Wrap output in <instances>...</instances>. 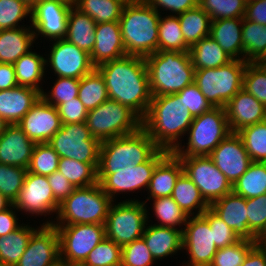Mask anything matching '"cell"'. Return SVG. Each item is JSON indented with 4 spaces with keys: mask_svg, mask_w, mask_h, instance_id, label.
Here are the masks:
<instances>
[{
    "mask_svg": "<svg viewBox=\"0 0 266 266\" xmlns=\"http://www.w3.org/2000/svg\"><path fill=\"white\" fill-rule=\"evenodd\" d=\"M97 69L104 77L108 98L127 106L143 120L152 99L145 58L126 55Z\"/></svg>",
    "mask_w": 266,
    "mask_h": 266,
    "instance_id": "obj_1",
    "label": "cell"
},
{
    "mask_svg": "<svg viewBox=\"0 0 266 266\" xmlns=\"http://www.w3.org/2000/svg\"><path fill=\"white\" fill-rule=\"evenodd\" d=\"M193 119L178 94L152 96L142 128L160 149L173 152L182 144L180 139L187 133Z\"/></svg>",
    "mask_w": 266,
    "mask_h": 266,
    "instance_id": "obj_2",
    "label": "cell"
},
{
    "mask_svg": "<svg viewBox=\"0 0 266 266\" xmlns=\"http://www.w3.org/2000/svg\"><path fill=\"white\" fill-rule=\"evenodd\" d=\"M160 15L145 0L125 4L119 23L127 55L145 58L158 51Z\"/></svg>",
    "mask_w": 266,
    "mask_h": 266,
    "instance_id": "obj_3",
    "label": "cell"
},
{
    "mask_svg": "<svg viewBox=\"0 0 266 266\" xmlns=\"http://www.w3.org/2000/svg\"><path fill=\"white\" fill-rule=\"evenodd\" d=\"M152 96L177 94L194 83L189 52L157 51L145 57Z\"/></svg>",
    "mask_w": 266,
    "mask_h": 266,
    "instance_id": "obj_4",
    "label": "cell"
},
{
    "mask_svg": "<svg viewBox=\"0 0 266 266\" xmlns=\"http://www.w3.org/2000/svg\"><path fill=\"white\" fill-rule=\"evenodd\" d=\"M159 149L142 127L130 135L101 142L97 174H112L145 163Z\"/></svg>",
    "mask_w": 266,
    "mask_h": 266,
    "instance_id": "obj_5",
    "label": "cell"
},
{
    "mask_svg": "<svg viewBox=\"0 0 266 266\" xmlns=\"http://www.w3.org/2000/svg\"><path fill=\"white\" fill-rule=\"evenodd\" d=\"M112 202L115 201L103 191L99 182L78 187L60 203L57 221L47 220L43 224H105Z\"/></svg>",
    "mask_w": 266,
    "mask_h": 266,
    "instance_id": "obj_6",
    "label": "cell"
},
{
    "mask_svg": "<svg viewBox=\"0 0 266 266\" xmlns=\"http://www.w3.org/2000/svg\"><path fill=\"white\" fill-rule=\"evenodd\" d=\"M231 132L224 107H212L194 117L186 136L187 148L179 145L173 153L178 157L209 156Z\"/></svg>",
    "mask_w": 266,
    "mask_h": 266,
    "instance_id": "obj_7",
    "label": "cell"
},
{
    "mask_svg": "<svg viewBox=\"0 0 266 266\" xmlns=\"http://www.w3.org/2000/svg\"><path fill=\"white\" fill-rule=\"evenodd\" d=\"M247 61L233 59L217 68L195 70L194 83L213 107H225L243 88Z\"/></svg>",
    "mask_w": 266,
    "mask_h": 266,
    "instance_id": "obj_8",
    "label": "cell"
},
{
    "mask_svg": "<svg viewBox=\"0 0 266 266\" xmlns=\"http://www.w3.org/2000/svg\"><path fill=\"white\" fill-rule=\"evenodd\" d=\"M86 124L91 135L104 142L137 132L142 120L127 106L108 99L88 111Z\"/></svg>",
    "mask_w": 266,
    "mask_h": 266,
    "instance_id": "obj_9",
    "label": "cell"
},
{
    "mask_svg": "<svg viewBox=\"0 0 266 266\" xmlns=\"http://www.w3.org/2000/svg\"><path fill=\"white\" fill-rule=\"evenodd\" d=\"M147 205L135 199L111 205L106 222V238L123 247L142 237L149 221Z\"/></svg>",
    "mask_w": 266,
    "mask_h": 266,
    "instance_id": "obj_10",
    "label": "cell"
},
{
    "mask_svg": "<svg viewBox=\"0 0 266 266\" xmlns=\"http://www.w3.org/2000/svg\"><path fill=\"white\" fill-rule=\"evenodd\" d=\"M59 238L60 261L81 266L105 237V224L54 225Z\"/></svg>",
    "mask_w": 266,
    "mask_h": 266,
    "instance_id": "obj_11",
    "label": "cell"
},
{
    "mask_svg": "<svg viewBox=\"0 0 266 266\" xmlns=\"http://www.w3.org/2000/svg\"><path fill=\"white\" fill-rule=\"evenodd\" d=\"M48 144L60 158L99 163L101 142L91 135L86 122L62 124Z\"/></svg>",
    "mask_w": 266,
    "mask_h": 266,
    "instance_id": "obj_12",
    "label": "cell"
},
{
    "mask_svg": "<svg viewBox=\"0 0 266 266\" xmlns=\"http://www.w3.org/2000/svg\"><path fill=\"white\" fill-rule=\"evenodd\" d=\"M179 158L183 164L184 173L198 187L209 205L232 192V184L209 156Z\"/></svg>",
    "mask_w": 266,
    "mask_h": 266,
    "instance_id": "obj_13",
    "label": "cell"
},
{
    "mask_svg": "<svg viewBox=\"0 0 266 266\" xmlns=\"http://www.w3.org/2000/svg\"><path fill=\"white\" fill-rule=\"evenodd\" d=\"M169 153L159 149L147 162L137 166L120 168L116 173L97 174V180L103 191L114 201L120 192H135L145 188L147 191L156 165Z\"/></svg>",
    "mask_w": 266,
    "mask_h": 266,
    "instance_id": "obj_14",
    "label": "cell"
},
{
    "mask_svg": "<svg viewBox=\"0 0 266 266\" xmlns=\"http://www.w3.org/2000/svg\"><path fill=\"white\" fill-rule=\"evenodd\" d=\"M189 260L184 266H210L218 248L213 241V229L202 216H188L182 231V250Z\"/></svg>",
    "mask_w": 266,
    "mask_h": 266,
    "instance_id": "obj_15",
    "label": "cell"
},
{
    "mask_svg": "<svg viewBox=\"0 0 266 266\" xmlns=\"http://www.w3.org/2000/svg\"><path fill=\"white\" fill-rule=\"evenodd\" d=\"M13 206L20 212L37 216L58 213L60 204L55 200L47 176L27 171L24 184Z\"/></svg>",
    "mask_w": 266,
    "mask_h": 266,
    "instance_id": "obj_16",
    "label": "cell"
},
{
    "mask_svg": "<svg viewBox=\"0 0 266 266\" xmlns=\"http://www.w3.org/2000/svg\"><path fill=\"white\" fill-rule=\"evenodd\" d=\"M72 7L58 0H40L31 9L30 24L35 40L39 35L50 41L65 39Z\"/></svg>",
    "mask_w": 266,
    "mask_h": 266,
    "instance_id": "obj_17",
    "label": "cell"
},
{
    "mask_svg": "<svg viewBox=\"0 0 266 266\" xmlns=\"http://www.w3.org/2000/svg\"><path fill=\"white\" fill-rule=\"evenodd\" d=\"M53 41L48 58H45V65H50L57 77L80 79L95 68L86 51L66 39Z\"/></svg>",
    "mask_w": 266,
    "mask_h": 266,
    "instance_id": "obj_18",
    "label": "cell"
},
{
    "mask_svg": "<svg viewBox=\"0 0 266 266\" xmlns=\"http://www.w3.org/2000/svg\"><path fill=\"white\" fill-rule=\"evenodd\" d=\"M60 262L59 238L53 224H42L31 235L15 266H55Z\"/></svg>",
    "mask_w": 266,
    "mask_h": 266,
    "instance_id": "obj_19",
    "label": "cell"
},
{
    "mask_svg": "<svg viewBox=\"0 0 266 266\" xmlns=\"http://www.w3.org/2000/svg\"><path fill=\"white\" fill-rule=\"evenodd\" d=\"M209 157L232 185L252 163L243 141L237 133H230L211 152Z\"/></svg>",
    "mask_w": 266,
    "mask_h": 266,
    "instance_id": "obj_20",
    "label": "cell"
},
{
    "mask_svg": "<svg viewBox=\"0 0 266 266\" xmlns=\"http://www.w3.org/2000/svg\"><path fill=\"white\" fill-rule=\"evenodd\" d=\"M17 125L35 143H48L61 129L62 122L57 107L41 97Z\"/></svg>",
    "mask_w": 266,
    "mask_h": 266,
    "instance_id": "obj_21",
    "label": "cell"
},
{
    "mask_svg": "<svg viewBox=\"0 0 266 266\" xmlns=\"http://www.w3.org/2000/svg\"><path fill=\"white\" fill-rule=\"evenodd\" d=\"M224 108L232 133L266 120V107L243 88L230 99Z\"/></svg>",
    "mask_w": 266,
    "mask_h": 266,
    "instance_id": "obj_22",
    "label": "cell"
},
{
    "mask_svg": "<svg viewBox=\"0 0 266 266\" xmlns=\"http://www.w3.org/2000/svg\"><path fill=\"white\" fill-rule=\"evenodd\" d=\"M95 45L90 54L95 68L106 62L126 56L119 21L97 23Z\"/></svg>",
    "mask_w": 266,
    "mask_h": 266,
    "instance_id": "obj_23",
    "label": "cell"
},
{
    "mask_svg": "<svg viewBox=\"0 0 266 266\" xmlns=\"http://www.w3.org/2000/svg\"><path fill=\"white\" fill-rule=\"evenodd\" d=\"M35 145L17 124H9L0 137V163L28 169Z\"/></svg>",
    "mask_w": 266,
    "mask_h": 266,
    "instance_id": "obj_24",
    "label": "cell"
},
{
    "mask_svg": "<svg viewBox=\"0 0 266 266\" xmlns=\"http://www.w3.org/2000/svg\"><path fill=\"white\" fill-rule=\"evenodd\" d=\"M210 208L234 230L240 239L257 242V237L248 227L246 198L232 191L214 201Z\"/></svg>",
    "mask_w": 266,
    "mask_h": 266,
    "instance_id": "obj_25",
    "label": "cell"
},
{
    "mask_svg": "<svg viewBox=\"0 0 266 266\" xmlns=\"http://www.w3.org/2000/svg\"><path fill=\"white\" fill-rule=\"evenodd\" d=\"M41 98V92L26 86L0 90V117L17 124Z\"/></svg>",
    "mask_w": 266,
    "mask_h": 266,
    "instance_id": "obj_26",
    "label": "cell"
},
{
    "mask_svg": "<svg viewBox=\"0 0 266 266\" xmlns=\"http://www.w3.org/2000/svg\"><path fill=\"white\" fill-rule=\"evenodd\" d=\"M184 172L183 164L178 156L169 152L157 165L153 171L152 178L148 186L146 201L150 198L170 197L179 176Z\"/></svg>",
    "mask_w": 266,
    "mask_h": 266,
    "instance_id": "obj_27",
    "label": "cell"
},
{
    "mask_svg": "<svg viewBox=\"0 0 266 266\" xmlns=\"http://www.w3.org/2000/svg\"><path fill=\"white\" fill-rule=\"evenodd\" d=\"M182 231V227L175 229L151 224L146 225L142 238L155 261H160L182 249Z\"/></svg>",
    "mask_w": 266,
    "mask_h": 266,
    "instance_id": "obj_28",
    "label": "cell"
},
{
    "mask_svg": "<svg viewBox=\"0 0 266 266\" xmlns=\"http://www.w3.org/2000/svg\"><path fill=\"white\" fill-rule=\"evenodd\" d=\"M242 24L243 18L211 21L210 37L214 39L231 58L237 60H244Z\"/></svg>",
    "mask_w": 266,
    "mask_h": 266,
    "instance_id": "obj_29",
    "label": "cell"
},
{
    "mask_svg": "<svg viewBox=\"0 0 266 266\" xmlns=\"http://www.w3.org/2000/svg\"><path fill=\"white\" fill-rule=\"evenodd\" d=\"M0 30V63L14 64L35 43L31 25L27 28Z\"/></svg>",
    "mask_w": 266,
    "mask_h": 266,
    "instance_id": "obj_30",
    "label": "cell"
},
{
    "mask_svg": "<svg viewBox=\"0 0 266 266\" xmlns=\"http://www.w3.org/2000/svg\"><path fill=\"white\" fill-rule=\"evenodd\" d=\"M96 24L90 16L73 6L68 16L65 39L91 54L95 45Z\"/></svg>",
    "mask_w": 266,
    "mask_h": 266,
    "instance_id": "obj_31",
    "label": "cell"
},
{
    "mask_svg": "<svg viewBox=\"0 0 266 266\" xmlns=\"http://www.w3.org/2000/svg\"><path fill=\"white\" fill-rule=\"evenodd\" d=\"M13 65L18 86L31 87L41 93L44 91L40 83L46 74L45 57L31 50L22 55Z\"/></svg>",
    "mask_w": 266,
    "mask_h": 266,
    "instance_id": "obj_32",
    "label": "cell"
},
{
    "mask_svg": "<svg viewBox=\"0 0 266 266\" xmlns=\"http://www.w3.org/2000/svg\"><path fill=\"white\" fill-rule=\"evenodd\" d=\"M171 197L188 216H194L193 210H198L195 214L199 216L210 207L198 187L184 172L176 181Z\"/></svg>",
    "mask_w": 266,
    "mask_h": 266,
    "instance_id": "obj_33",
    "label": "cell"
},
{
    "mask_svg": "<svg viewBox=\"0 0 266 266\" xmlns=\"http://www.w3.org/2000/svg\"><path fill=\"white\" fill-rule=\"evenodd\" d=\"M189 54L195 70L217 68L233 60L210 36L191 46Z\"/></svg>",
    "mask_w": 266,
    "mask_h": 266,
    "instance_id": "obj_34",
    "label": "cell"
},
{
    "mask_svg": "<svg viewBox=\"0 0 266 266\" xmlns=\"http://www.w3.org/2000/svg\"><path fill=\"white\" fill-rule=\"evenodd\" d=\"M185 43L191 47L202 38L210 36L211 18L198 5L197 7L178 14Z\"/></svg>",
    "mask_w": 266,
    "mask_h": 266,
    "instance_id": "obj_35",
    "label": "cell"
},
{
    "mask_svg": "<svg viewBox=\"0 0 266 266\" xmlns=\"http://www.w3.org/2000/svg\"><path fill=\"white\" fill-rule=\"evenodd\" d=\"M36 227L21 224L5 236H0V264L15 266L24 254L28 241Z\"/></svg>",
    "mask_w": 266,
    "mask_h": 266,
    "instance_id": "obj_36",
    "label": "cell"
},
{
    "mask_svg": "<svg viewBox=\"0 0 266 266\" xmlns=\"http://www.w3.org/2000/svg\"><path fill=\"white\" fill-rule=\"evenodd\" d=\"M78 98L87 111L109 99L104 77L97 68L79 79Z\"/></svg>",
    "mask_w": 266,
    "mask_h": 266,
    "instance_id": "obj_37",
    "label": "cell"
},
{
    "mask_svg": "<svg viewBox=\"0 0 266 266\" xmlns=\"http://www.w3.org/2000/svg\"><path fill=\"white\" fill-rule=\"evenodd\" d=\"M185 43L178 15L162 17L158 22V51L189 52Z\"/></svg>",
    "mask_w": 266,
    "mask_h": 266,
    "instance_id": "obj_38",
    "label": "cell"
},
{
    "mask_svg": "<svg viewBox=\"0 0 266 266\" xmlns=\"http://www.w3.org/2000/svg\"><path fill=\"white\" fill-rule=\"evenodd\" d=\"M232 191L246 199L266 194V162H252Z\"/></svg>",
    "mask_w": 266,
    "mask_h": 266,
    "instance_id": "obj_39",
    "label": "cell"
},
{
    "mask_svg": "<svg viewBox=\"0 0 266 266\" xmlns=\"http://www.w3.org/2000/svg\"><path fill=\"white\" fill-rule=\"evenodd\" d=\"M127 2L124 0H76L75 7L96 23L119 21Z\"/></svg>",
    "mask_w": 266,
    "mask_h": 266,
    "instance_id": "obj_40",
    "label": "cell"
},
{
    "mask_svg": "<svg viewBox=\"0 0 266 266\" xmlns=\"http://www.w3.org/2000/svg\"><path fill=\"white\" fill-rule=\"evenodd\" d=\"M242 42L244 61L258 62L266 54V26L243 17Z\"/></svg>",
    "mask_w": 266,
    "mask_h": 266,
    "instance_id": "obj_41",
    "label": "cell"
},
{
    "mask_svg": "<svg viewBox=\"0 0 266 266\" xmlns=\"http://www.w3.org/2000/svg\"><path fill=\"white\" fill-rule=\"evenodd\" d=\"M99 163H83L69 158H60L58 171L62 173L74 188L95 185Z\"/></svg>",
    "mask_w": 266,
    "mask_h": 266,
    "instance_id": "obj_42",
    "label": "cell"
},
{
    "mask_svg": "<svg viewBox=\"0 0 266 266\" xmlns=\"http://www.w3.org/2000/svg\"><path fill=\"white\" fill-rule=\"evenodd\" d=\"M237 134L252 162H266V120L244 127Z\"/></svg>",
    "mask_w": 266,
    "mask_h": 266,
    "instance_id": "obj_43",
    "label": "cell"
},
{
    "mask_svg": "<svg viewBox=\"0 0 266 266\" xmlns=\"http://www.w3.org/2000/svg\"><path fill=\"white\" fill-rule=\"evenodd\" d=\"M153 200V211L158 221L155 224L161 227H171L178 229L176 226H185L188 215L178 206L174 199L170 197H159Z\"/></svg>",
    "mask_w": 266,
    "mask_h": 266,
    "instance_id": "obj_44",
    "label": "cell"
},
{
    "mask_svg": "<svg viewBox=\"0 0 266 266\" xmlns=\"http://www.w3.org/2000/svg\"><path fill=\"white\" fill-rule=\"evenodd\" d=\"M247 0H199L198 5L211 20L243 18Z\"/></svg>",
    "mask_w": 266,
    "mask_h": 266,
    "instance_id": "obj_45",
    "label": "cell"
},
{
    "mask_svg": "<svg viewBox=\"0 0 266 266\" xmlns=\"http://www.w3.org/2000/svg\"><path fill=\"white\" fill-rule=\"evenodd\" d=\"M59 155L48 143H36L28 171L37 175L48 176L58 169Z\"/></svg>",
    "mask_w": 266,
    "mask_h": 266,
    "instance_id": "obj_46",
    "label": "cell"
},
{
    "mask_svg": "<svg viewBox=\"0 0 266 266\" xmlns=\"http://www.w3.org/2000/svg\"><path fill=\"white\" fill-rule=\"evenodd\" d=\"M243 89L266 107V65L247 62L243 75Z\"/></svg>",
    "mask_w": 266,
    "mask_h": 266,
    "instance_id": "obj_47",
    "label": "cell"
},
{
    "mask_svg": "<svg viewBox=\"0 0 266 266\" xmlns=\"http://www.w3.org/2000/svg\"><path fill=\"white\" fill-rule=\"evenodd\" d=\"M121 257L122 247L105 237L81 266H115L121 263Z\"/></svg>",
    "mask_w": 266,
    "mask_h": 266,
    "instance_id": "obj_48",
    "label": "cell"
},
{
    "mask_svg": "<svg viewBox=\"0 0 266 266\" xmlns=\"http://www.w3.org/2000/svg\"><path fill=\"white\" fill-rule=\"evenodd\" d=\"M257 242L240 239L232 245L220 248L214 255L210 266H241L249 251Z\"/></svg>",
    "mask_w": 266,
    "mask_h": 266,
    "instance_id": "obj_49",
    "label": "cell"
},
{
    "mask_svg": "<svg viewBox=\"0 0 266 266\" xmlns=\"http://www.w3.org/2000/svg\"><path fill=\"white\" fill-rule=\"evenodd\" d=\"M27 169L0 163V192L12 203L19 195L24 184Z\"/></svg>",
    "mask_w": 266,
    "mask_h": 266,
    "instance_id": "obj_50",
    "label": "cell"
},
{
    "mask_svg": "<svg viewBox=\"0 0 266 266\" xmlns=\"http://www.w3.org/2000/svg\"><path fill=\"white\" fill-rule=\"evenodd\" d=\"M31 17V9L21 0H0V30L16 29L20 21Z\"/></svg>",
    "mask_w": 266,
    "mask_h": 266,
    "instance_id": "obj_51",
    "label": "cell"
},
{
    "mask_svg": "<svg viewBox=\"0 0 266 266\" xmlns=\"http://www.w3.org/2000/svg\"><path fill=\"white\" fill-rule=\"evenodd\" d=\"M51 91L42 92L41 97L49 104L57 107L59 104L66 103L78 97L79 79L57 77Z\"/></svg>",
    "mask_w": 266,
    "mask_h": 266,
    "instance_id": "obj_52",
    "label": "cell"
},
{
    "mask_svg": "<svg viewBox=\"0 0 266 266\" xmlns=\"http://www.w3.org/2000/svg\"><path fill=\"white\" fill-rule=\"evenodd\" d=\"M213 229V241L218 249L239 241L240 238L210 207L201 214Z\"/></svg>",
    "mask_w": 266,
    "mask_h": 266,
    "instance_id": "obj_53",
    "label": "cell"
},
{
    "mask_svg": "<svg viewBox=\"0 0 266 266\" xmlns=\"http://www.w3.org/2000/svg\"><path fill=\"white\" fill-rule=\"evenodd\" d=\"M121 262L126 266H152L155 259L141 237L122 247Z\"/></svg>",
    "mask_w": 266,
    "mask_h": 266,
    "instance_id": "obj_54",
    "label": "cell"
},
{
    "mask_svg": "<svg viewBox=\"0 0 266 266\" xmlns=\"http://www.w3.org/2000/svg\"><path fill=\"white\" fill-rule=\"evenodd\" d=\"M249 230L258 238L266 229V194L246 199Z\"/></svg>",
    "mask_w": 266,
    "mask_h": 266,
    "instance_id": "obj_55",
    "label": "cell"
},
{
    "mask_svg": "<svg viewBox=\"0 0 266 266\" xmlns=\"http://www.w3.org/2000/svg\"><path fill=\"white\" fill-rule=\"evenodd\" d=\"M177 94L193 117L199 116L213 107L195 83L186 86Z\"/></svg>",
    "mask_w": 266,
    "mask_h": 266,
    "instance_id": "obj_56",
    "label": "cell"
},
{
    "mask_svg": "<svg viewBox=\"0 0 266 266\" xmlns=\"http://www.w3.org/2000/svg\"><path fill=\"white\" fill-rule=\"evenodd\" d=\"M57 110L62 124L86 122L88 111L78 97L59 104Z\"/></svg>",
    "mask_w": 266,
    "mask_h": 266,
    "instance_id": "obj_57",
    "label": "cell"
},
{
    "mask_svg": "<svg viewBox=\"0 0 266 266\" xmlns=\"http://www.w3.org/2000/svg\"><path fill=\"white\" fill-rule=\"evenodd\" d=\"M152 6L158 13L161 14L160 9L163 11L172 12V15L184 13L187 10L193 9L198 6L199 0H145ZM162 7V8H161Z\"/></svg>",
    "mask_w": 266,
    "mask_h": 266,
    "instance_id": "obj_58",
    "label": "cell"
},
{
    "mask_svg": "<svg viewBox=\"0 0 266 266\" xmlns=\"http://www.w3.org/2000/svg\"><path fill=\"white\" fill-rule=\"evenodd\" d=\"M55 200L60 204L75 189L66 177L58 170L47 176Z\"/></svg>",
    "mask_w": 266,
    "mask_h": 266,
    "instance_id": "obj_59",
    "label": "cell"
},
{
    "mask_svg": "<svg viewBox=\"0 0 266 266\" xmlns=\"http://www.w3.org/2000/svg\"><path fill=\"white\" fill-rule=\"evenodd\" d=\"M244 18L266 26V0H248Z\"/></svg>",
    "mask_w": 266,
    "mask_h": 266,
    "instance_id": "obj_60",
    "label": "cell"
},
{
    "mask_svg": "<svg viewBox=\"0 0 266 266\" xmlns=\"http://www.w3.org/2000/svg\"><path fill=\"white\" fill-rule=\"evenodd\" d=\"M15 210L18 211L12 204L9 208L0 211V236L8 235L21 226Z\"/></svg>",
    "mask_w": 266,
    "mask_h": 266,
    "instance_id": "obj_61",
    "label": "cell"
},
{
    "mask_svg": "<svg viewBox=\"0 0 266 266\" xmlns=\"http://www.w3.org/2000/svg\"><path fill=\"white\" fill-rule=\"evenodd\" d=\"M13 64L0 63V90L17 87Z\"/></svg>",
    "mask_w": 266,
    "mask_h": 266,
    "instance_id": "obj_62",
    "label": "cell"
},
{
    "mask_svg": "<svg viewBox=\"0 0 266 266\" xmlns=\"http://www.w3.org/2000/svg\"><path fill=\"white\" fill-rule=\"evenodd\" d=\"M241 266H266V247L256 244Z\"/></svg>",
    "mask_w": 266,
    "mask_h": 266,
    "instance_id": "obj_63",
    "label": "cell"
},
{
    "mask_svg": "<svg viewBox=\"0 0 266 266\" xmlns=\"http://www.w3.org/2000/svg\"><path fill=\"white\" fill-rule=\"evenodd\" d=\"M13 203L3 194L0 192V211H3L9 208Z\"/></svg>",
    "mask_w": 266,
    "mask_h": 266,
    "instance_id": "obj_64",
    "label": "cell"
},
{
    "mask_svg": "<svg viewBox=\"0 0 266 266\" xmlns=\"http://www.w3.org/2000/svg\"><path fill=\"white\" fill-rule=\"evenodd\" d=\"M257 244L266 247V229L263 233L257 238Z\"/></svg>",
    "mask_w": 266,
    "mask_h": 266,
    "instance_id": "obj_65",
    "label": "cell"
},
{
    "mask_svg": "<svg viewBox=\"0 0 266 266\" xmlns=\"http://www.w3.org/2000/svg\"><path fill=\"white\" fill-rule=\"evenodd\" d=\"M8 125L9 124L0 117V137L3 135Z\"/></svg>",
    "mask_w": 266,
    "mask_h": 266,
    "instance_id": "obj_66",
    "label": "cell"
},
{
    "mask_svg": "<svg viewBox=\"0 0 266 266\" xmlns=\"http://www.w3.org/2000/svg\"><path fill=\"white\" fill-rule=\"evenodd\" d=\"M22 2H24L29 9H32L40 0H21Z\"/></svg>",
    "mask_w": 266,
    "mask_h": 266,
    "instance_id": "obj_67",
    "label": "cell"
},
{
    "mask_svg": "<svg viewBox=\"0 0 266 266\" xmlns=\"http://www.w3.org/2000/svg\"><path fill=\"white\" fill-rule=\"evenodd\" d=\"M61 1L67 5L75 6L76 0H58Z\"/></svg>",
    "mask_w": 266,
    "mask_h": 266,
    "instance_id": "obj_68",
    "label": "cell"
},
{
    "mask_svg": "<svg viewBox=\"0 0 266 266\" xmlns=\"http://www.w3.org/2000/svg\"><path fill=\"white\" fill-rule=\"evenodd\" d=\"M258 63L266 65V54L258 61Z\"/></svg>",
    "mask_w": 266,
    "mask_h": 266,
    "instance_id": "obj_69",
    "label": "cell"
},
{
    "mask_svg": "<svg viewBox=\"0 0 266 266\" xmlns=\"http://www.w3.org/2000/svg\"><path fill=\"white\" fill-rule=\"evenodd\" d=\"M55 266H70V265H68V264H66V263H64V262H59L58 264H56Z\"/></svg>",
    "mask_w": 266,
    "mask_h": 266,
    "instance_id": "obj_70",
    "label": "cell"
},
{
    "mask_svg": "<svg viewBox=\"0 0 266 266\" xmlns=\"http://www.w3.org/2000/svg\"><path fill=\"white\" fill-rule=\"evenodd\" d=\"M126 2H135V1H138V0H124Z\"/></svg>",
    "mask_w": 266,
    "mask_h": 266,
    "instance_id": "obj_71",
    "label": "cell"
},
{
    "mask_svg": "<svg viewBox=\"0 0 266 266\" xmlns=\"http://www.w3.org/2000/svg\"><path fill=\"white\" fill-rule=\"evenodd\" d=\"M115 266H126V265H124V264L121 262V263H119V264H117V265H115Z\"/></svg>",
    "mask_w": 266,
    "mask_h": 266,
    "instance_id": "obj_72",
    "label": "cell"
}]
</instances>
